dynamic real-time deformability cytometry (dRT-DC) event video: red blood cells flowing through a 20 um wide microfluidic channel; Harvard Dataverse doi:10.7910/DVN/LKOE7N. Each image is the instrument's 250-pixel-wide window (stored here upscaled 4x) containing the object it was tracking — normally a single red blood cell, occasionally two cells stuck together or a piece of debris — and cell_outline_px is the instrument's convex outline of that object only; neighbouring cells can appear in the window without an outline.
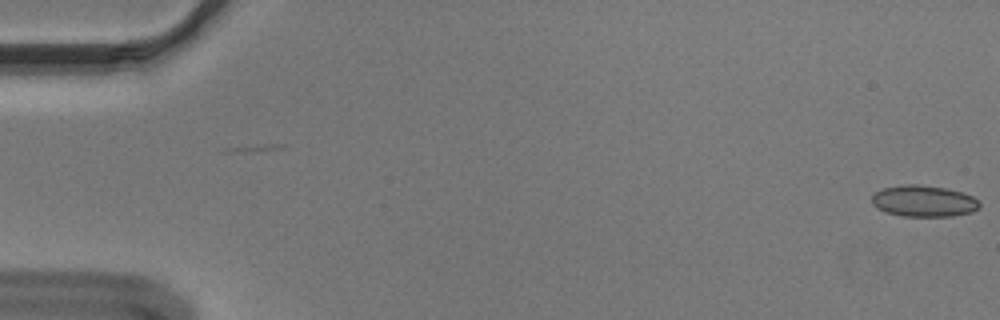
{"species": "Egyptian fruit bat (a non-hibernating species)", "species_latin": "Rousettus aegyptiacus", "temperature_condition": "cold", "stored_images_in_passage": 3, "camera_frame_rate_fps": 3000, "um_per_image_px": 0.085, "animal": {"sex": "male"}, "frame": {"image": 1, "passage_image": 3, "time_ms": 0.667, "image_size_px": [1000, 320], "cell_outline_px": [[980, 208], [972, 212], [952, 216], [900, 216], [884, 212], [876, 208], [872, 204], [872, 196], [876, 192], [884, 188], [904, 184], [916, 184], [944, 188], [964, 192], [980, 200]], "centroid_in_image_um": [78.53, 17.1], "position_along_channel_um": 6.5, "area_um2": 19.88}}